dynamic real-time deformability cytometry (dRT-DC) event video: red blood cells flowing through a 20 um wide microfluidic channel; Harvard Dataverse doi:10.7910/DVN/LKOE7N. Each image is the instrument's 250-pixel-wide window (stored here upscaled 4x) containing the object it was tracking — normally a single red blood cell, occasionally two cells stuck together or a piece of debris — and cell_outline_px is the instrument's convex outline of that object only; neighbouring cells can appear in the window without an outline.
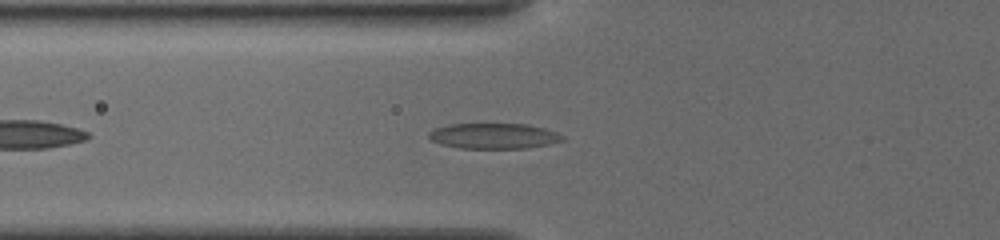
{"species": "common noctule bat (a hibernating species)", "species_latin": "Nyctalus noctula", "temperature_condition": "cold", "stored_images_in_passage": 48, "camera_frame_rate_fps": 3000, "um_per_image_px": 0.085, "animal": {"sex": "female", "body_mass_g": 19.5, "forearm_length_mm": 54.1}, "frame": {"image": 1, "passage_image": 7, "time_ms": 1.667, "image_size_px": [1000, 240], "cell_outline_px": [[564, 140], [548, 144], [528, 148], [460, 148], [440, 144], [432, 140], [428, 136], [428, 132], [436, 128], [448, 124], [528, 124], [544, 128], [556, 132], [564, 136]], "centroid_in_image_um": [41.97, 11.55], "position_along_channel_um": 83.8, "area_um2": 19.83}}
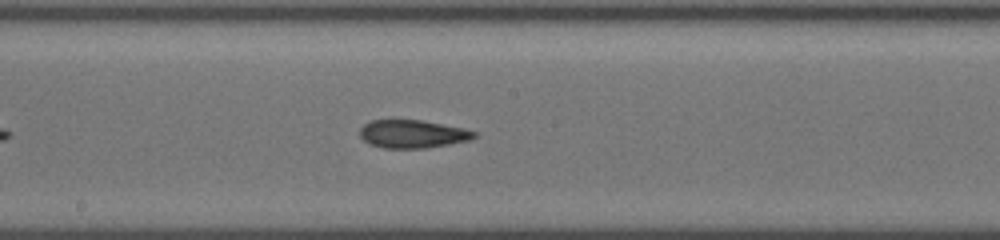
{"frame": {"image": 2, "passage_image": 21, "time_ms": 5.0, "image_size_px": [1000, 240], "cell_outline_px": [[476, 136], [472, 140], [428, 148], [384, 148], [368, 144], [360, 136], [360, 128], [368, 120], [420, 120], [464, 128], [476, 132]], "centroid_in_image_um": [35.06, 11.39], "position_along_channel_um": 213.1, "area_um2": 18.84}}
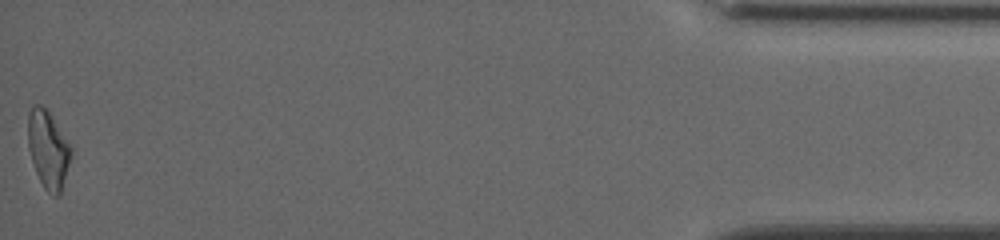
{"frame": {"image": 3, "passage_image": 48, "time_ms": 12.667, "image_size_px": [1000, 240], "cell_outline_px": [[72, 152], [60, 196], [52, 196], [44, 188], [36, 172], [28, 148], [28, 112], [32, 104], [40, 104], [48, 112], [72, 148]], "centroid_in_image_um": [4.08, 12.72], "position_along_channel_um": 431.1, "area_um2": 19.25}, "authors_computed_cell_mechanics": {"area_um2": 19.1896, "velocity_mm_per_s": 3.8659, "shape_relaxation_time_tau1_ms": 5.9094, "shape_relaxation_time_tau2_ms": 3.037, "deformation_change_tau1": 0.1599, "deformation_change_tau2": 0.1263}}